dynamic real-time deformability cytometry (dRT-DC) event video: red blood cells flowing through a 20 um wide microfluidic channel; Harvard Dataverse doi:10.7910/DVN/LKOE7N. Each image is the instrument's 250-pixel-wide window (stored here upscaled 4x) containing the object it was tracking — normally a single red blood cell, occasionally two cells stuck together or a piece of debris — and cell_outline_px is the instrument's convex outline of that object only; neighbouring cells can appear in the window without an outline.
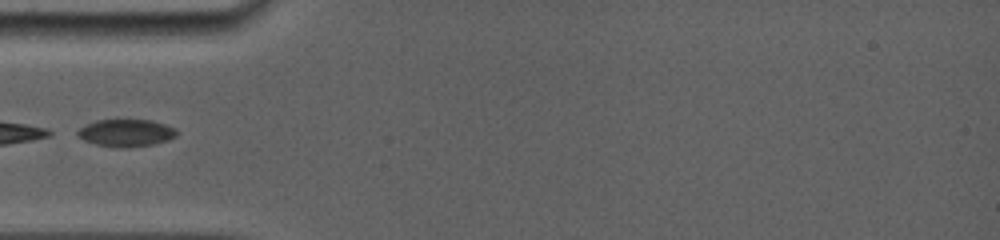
{"species": "common noctule bat (a hibernating species)", "species_latin": "Nyctalus noctula", "temperature_condition": "room temperature", "stored_images_in_passage": 5, "camera_frame_rate_fps": 5000, "um_per_image_px": 0.085, "animal": {"sex": "female", "body_mass_g": 19.0, "forearm_length_mm": 56.7}, "frame": {"image": 1, "passage_image": 1, "time_ms": 0.0, "image_size_px": [1000, 240], "cell_outline_px": [[176, 136], [168, 140], [152, 144], [128, 148], [120, 148], [96, 144], [84, 140], [76, 132], [80, 128], [96, 120], [152, 120], [176, 128]], "centroid_in_image_um": [10.74, 11.3], "position_along_channel_um": 74.3, "area_um2": 15.61}}
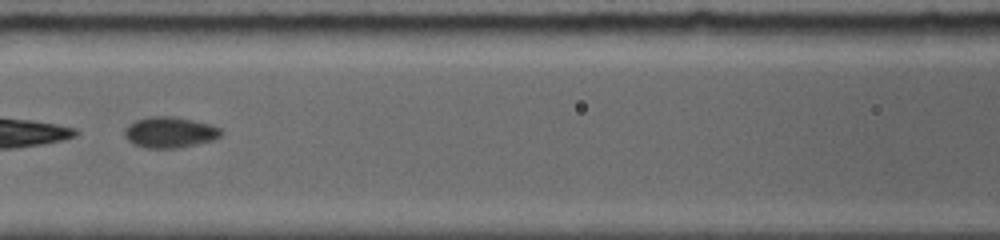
{"frame": {"image": 2, "passage_image": 4, "time_ms": 2.0, "image_size_px": [1000, 240], "cell_outline_px": [[224, 132], [220, 136], [212, 140], [196, 144], [176, 148], [144, 148], [132, 144], [124, 136], [124, 128], [128, 124], [136, 120], [148, 116], [176, 116], [212, 124], [220, 128]], "centroid_in_image_um": [14.42, 11.23], "position_along_channel_um": 152.2, "area_um2": 17.69}}